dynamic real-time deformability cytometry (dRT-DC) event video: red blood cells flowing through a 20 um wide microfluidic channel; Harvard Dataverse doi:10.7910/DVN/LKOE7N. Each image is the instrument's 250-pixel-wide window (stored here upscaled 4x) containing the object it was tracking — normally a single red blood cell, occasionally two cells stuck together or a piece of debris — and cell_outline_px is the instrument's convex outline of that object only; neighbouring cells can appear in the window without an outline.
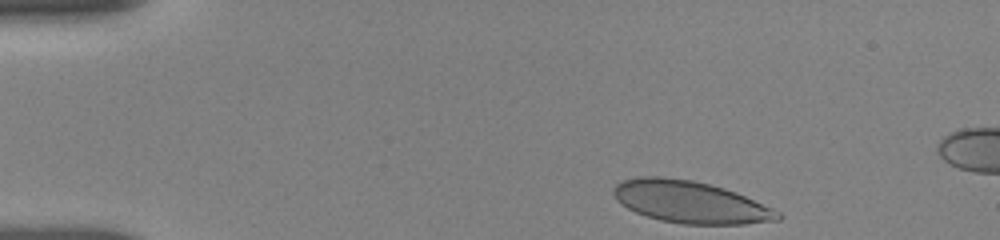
{"species": "human", "species_latin": "Homo sapiens", "temperature_condition": "room temperature", "stored_images_in_passage": 6, "camera_frame_rate_fps": 3000, "um_per_image_px": 0.085, "donor": {"sex": "female"}, "frame": {"image": 1, "passage_image": 1, "time_ms": 0.0, "image_size_px": [1000, 240], "cell_outline_px": [[784, 216], [780, 220], [744, 224], [680, 224], [660, 220], [636, 212], [620, 204], [616, 200], [612, 192], [612, 188], [616, 184], [624, 180], [640, 176], [660, 176], [692, 180], [724, 188], [736, 192], [772, 208], [780, 212]], "centroid_in_image_um": [58.66, 17.17], "position_along_channel_um": 26.3, "area_um2": 40.29}}